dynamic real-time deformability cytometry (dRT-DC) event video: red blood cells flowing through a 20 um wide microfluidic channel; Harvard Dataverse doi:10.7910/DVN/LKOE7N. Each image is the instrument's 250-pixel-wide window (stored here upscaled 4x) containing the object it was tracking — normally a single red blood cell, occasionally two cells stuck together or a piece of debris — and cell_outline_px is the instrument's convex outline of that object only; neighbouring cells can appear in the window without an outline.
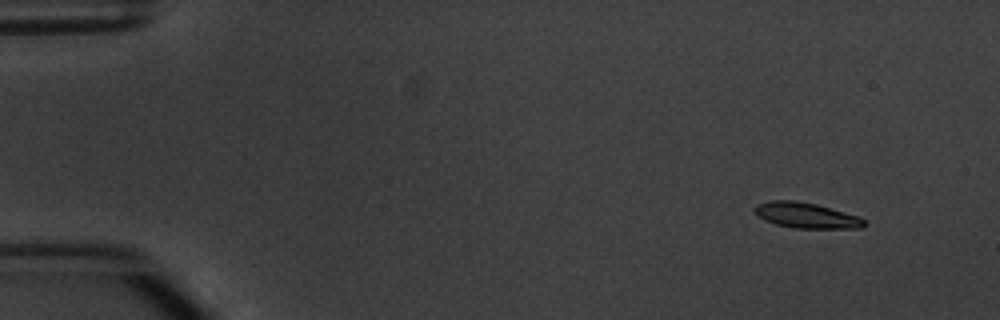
{"species": "common noctule bat (a hibernating species)", "species_latin": "Nyctalus noctula", "temperature_condition": "warm", "stored_images_in_passage": 5, "camera_frame_rate_fps": 3000, "um_per_image_px": 0.085, "animal": {"sex": "male", "body_mass_g": 20.1, "forearm_length_mm": 53.5}, "frame": {"image": 1, "passage_image": 2, "time_ms": 1.333, "image_size_px": [1000, 320], "cell_outline_px": [[868, 224], [864, 228], [796, 228], [776, 224], [764, 220], [756, 212], [756, 204], [768, 200], [796, 200], [816, 204], [860, 216]], "centroid_in_image_um": [68.59, 18.3], "position_along_channel_um": 16.4, "area_um2": 16.3}}
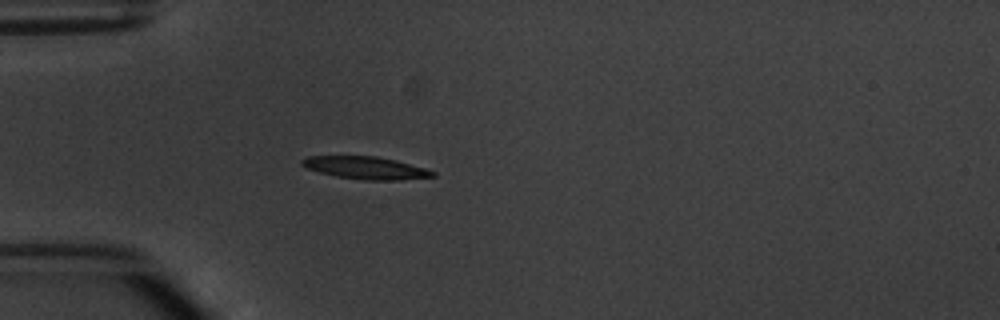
{"frame": {"image": 2, "passage_image": 5, "time_ms": 5.0, "image_size_px": [1000, 320], "cell_outline_px": [[436, 176], [400, 180], [364, 180], [336, 176], [320, 172], [308, 168], [300, 164], [300, 160], [308, 156], [376, 156], [396, 160], [424, 168], [436, 172]], "centroid_in_image_um": [31.09, 14.26], "position_along_channel_um": 53.9, "area_um2": 17.05}}